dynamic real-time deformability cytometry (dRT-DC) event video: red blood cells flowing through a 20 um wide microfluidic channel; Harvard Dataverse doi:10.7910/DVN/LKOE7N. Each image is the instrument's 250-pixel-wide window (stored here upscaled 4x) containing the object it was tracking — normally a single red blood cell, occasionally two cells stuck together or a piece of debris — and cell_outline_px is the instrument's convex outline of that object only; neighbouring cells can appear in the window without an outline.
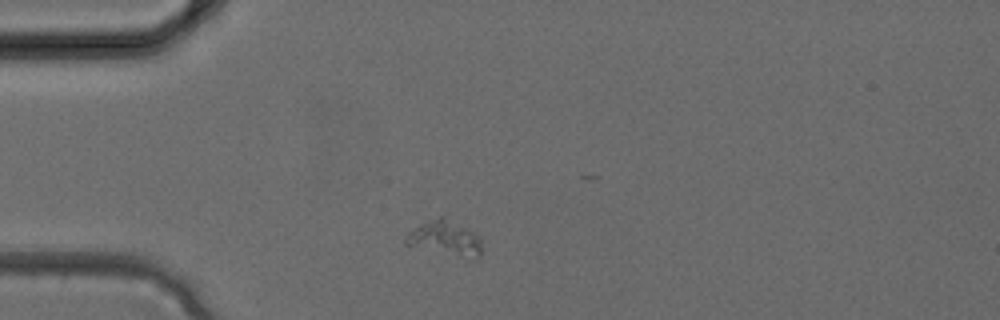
{"species": "common noctule bat (a hibernating species)", "species_latin": "Nyctalus noctula", "temperature_condition": "cold", "stored_images_in_passage": 1, "camera_frame_rate_fps": 3000, "um_per_image_px": 0.085, "animal": {"sex": "female", "body_mass_g": 24.6, "forearm_length_mm": 56.2}, "frame": {"image": 1, "passage_image": 1, "time_ms": 0.0, "image_size_px": [1000, 320], "cell_outline_px": [[480, 256], [476, 256], [404, 244], [404, 240], [408, 232], [420, 224], [428, 220], [440, 216], [444, 216], [472, 232], [480, 240]], "centroid_in_image_um": [37.75, 20.15], "position_along_channel_um": 47.3, "area_um2": 13.93}}